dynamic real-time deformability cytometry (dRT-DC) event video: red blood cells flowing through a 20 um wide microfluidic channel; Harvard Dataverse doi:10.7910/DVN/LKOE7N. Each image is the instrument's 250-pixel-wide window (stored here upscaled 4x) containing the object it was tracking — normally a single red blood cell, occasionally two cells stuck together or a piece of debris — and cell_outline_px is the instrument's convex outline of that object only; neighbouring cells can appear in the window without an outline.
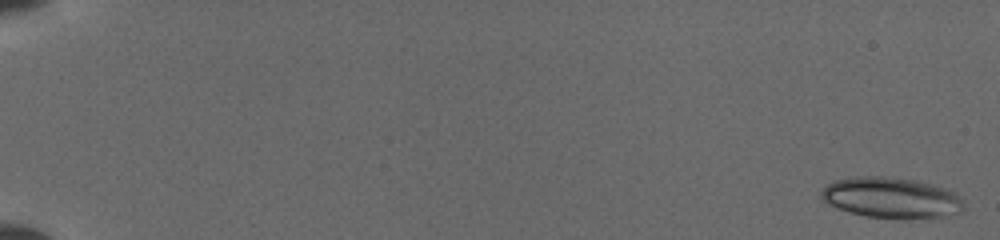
{"species": "common noctule bat (a hibernating species)", "species_latin": "Nyctalus noctula", "temperature_condition": "cold", "stored_images_in_passage": 11, "camera_frame_rate_fps": 3000, "um_per_image_px": 0.085, "animal": {"sex": "female", "body_mass_g": 19.5, "forearm_length_mm": 54.1}, "frame": {"image": 1, "passage_image": 1, "time_ms": 0.0, "image_size_px": [1000, 240], "cell_outline_px": [[964, 208], [960, 212], [936, 216], [904, 220], [864, 216], [848, 212], [824, 200], [820, 196], [820, 192], [828, 184], [836, 180], [872, 176], [880, 176], [908, 180], [928, 184], [952, 192], [964, 200]], "centroid_in_image_um": [75.74, 16.84], "position_along_channel_um": 9.3, "area_um2": 33.0}}